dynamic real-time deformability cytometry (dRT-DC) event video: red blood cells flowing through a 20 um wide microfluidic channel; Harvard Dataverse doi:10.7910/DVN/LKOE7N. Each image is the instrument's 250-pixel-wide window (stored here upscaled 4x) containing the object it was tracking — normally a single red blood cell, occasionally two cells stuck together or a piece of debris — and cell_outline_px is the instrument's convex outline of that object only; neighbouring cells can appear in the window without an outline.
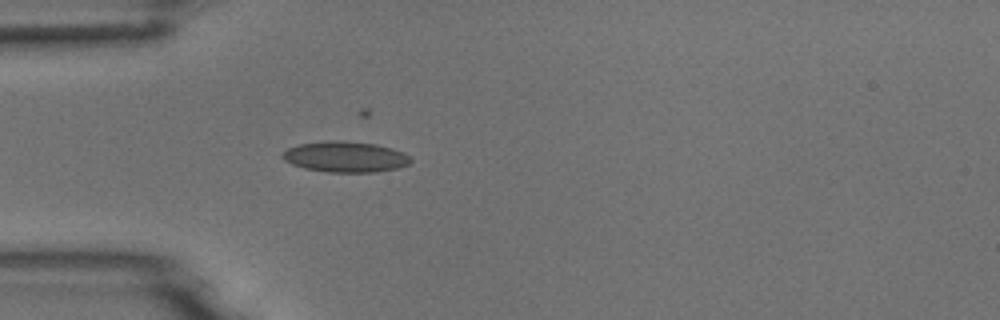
{"species": "common noctule bat (a hibernating species)", "species_latin": "Nyctalus noctula", "temperature_condition": "room temperature", "stored_images_in_passage": 3, "camera_frame_rate_fps": 3000, "um_per_image_px": 0.085, "animal": {"sex": "male", "body_mass_g": 18.8}, "frame": {"image": 1, "passage_image": 3, "time_ms": 2.0, "image_size_px": [1000, 320], "cell_outline_px": [[412, 160], [408, 164], [396, 168], [376, 172], [328, 172], [304, 168], [292, 164], [284, 160], [280, 156], [288, 148], [300, 144], [328, 140], [344, 140], [376, 144], [392, 148], [404, 152]], "centroid_in_image_um": [29.35, 13.32], "position_along_channel_um": 55.7, "area_um2": 23.0}}